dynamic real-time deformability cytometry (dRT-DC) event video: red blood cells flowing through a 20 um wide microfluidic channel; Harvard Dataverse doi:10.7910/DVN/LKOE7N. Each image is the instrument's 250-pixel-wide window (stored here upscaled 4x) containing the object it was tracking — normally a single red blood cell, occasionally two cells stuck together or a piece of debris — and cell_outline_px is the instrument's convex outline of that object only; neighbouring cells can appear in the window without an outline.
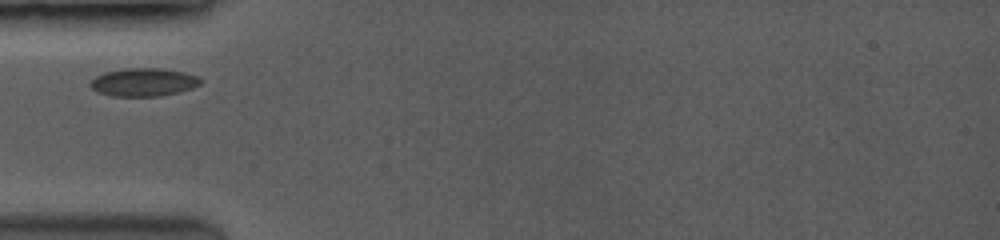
{"species": "common noctule bat (a hibernating species)", "species_latin": "Nyctalus noctula", "temperature_condition": "room temperature", "stored_images_in_passage": 54, "camera_frame_rate_fps": 3500, "um_per_image_px": 0.085, "animal": {"sex": "female", "body_mass_g": 19.0, "forearm_length_mm": 53.3}, "frame": {"image": 1, "passage_image": 1, "time_ms": 0.0, "image_size_px": [1000, 240], "cell_outline_px": [[204, 80], [200, 84], [192, 88], [176, 92], [156, 96], [116, 96], [100, 92], [92, 88], [92, 80], [96, 76], [104, 72], [124, 68], [160, 68], [184, 72], [196, 76]], "centroid_in_image_um": [12.23, 6.97], "position_along_channel_um": 72.8, "area_um2": 17.74}}
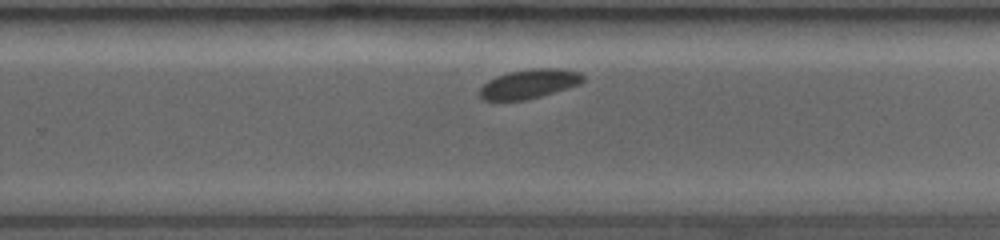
{"frame": {"image": 2, "passage_image": 36, "time_ms": 5.429, "image_size_px": [1000, 240], "cell_outline_px": [[584, 80], [580, 84], [540, 96], [524, 100], [484, 100], [480, 96], [480, 88], [488, 80], [512, 72], [536, 68], [556, 68], [580, 72], [584, 76]], "centroid_in_image_um": [45.01, 7.13], "position_along_channel_um": 284.8, "area_um2": 17.17}}
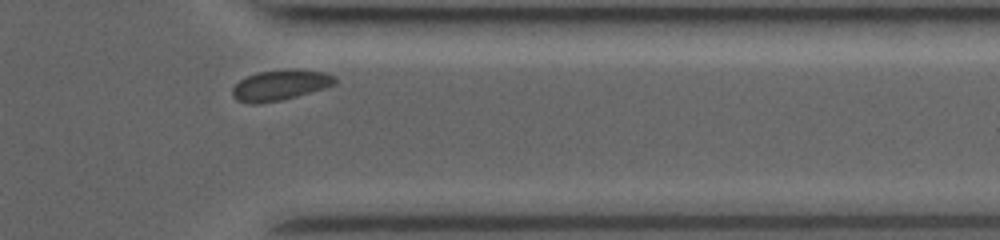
{"frame": {"image": 3, "passage_image": 47, "time_ms": 8.0, "image_size_px": [1000, 240], "cell_outline_px": [[336, 84], [324, 88], [296, 96], [280, 100], [256, 104], [248, 104], [236, 100], [232, 96], [232, 88], [240, 80], [248, 76], [260, 72], [324, 72], [332, 76], [336, 80]], "centroid_in_image_um": [23.73, 7.3], "position_along_channel_um": 387.7, "area_um2": 17.17}}